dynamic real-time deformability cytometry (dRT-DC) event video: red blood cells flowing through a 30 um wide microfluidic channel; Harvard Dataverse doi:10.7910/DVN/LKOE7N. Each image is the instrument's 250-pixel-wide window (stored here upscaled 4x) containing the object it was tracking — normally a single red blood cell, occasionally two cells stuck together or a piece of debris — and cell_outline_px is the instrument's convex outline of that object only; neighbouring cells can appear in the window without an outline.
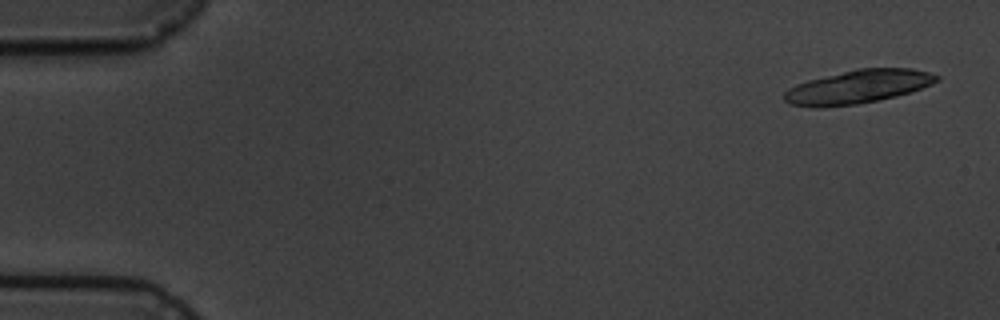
{"species": "common noctule bat (a hibernating species)", "species_latin": "Nyctalus noctula", "temperature_condition": "cold", "stored_images_in_passage": 8, "camera_frame_rate_fps": 3000, "um_per_image_px": 0.085, "animal": {"sex": "male", "body_mass_g": 19.5, "forearm_length_mm": 54.6}, "frame": {"image": 1, "passage_image": 1, "time_ms": 0.0, "image_size_px": [1000, 320], "cell_outline_px": [[940, 80], [932, 84], [896, 96], [880, 100], [856, 104], [816, 108], [788, 104], [784, 100], [784, 92], [788, 88], [796, 84], [808, 80], [856, 68], [912, 68], [928, 72], [940, 76]], "centroid_in_image_um": [72.9, 7.37], "position_along_channel_um": 12.1, "area_um2": 29.82}}
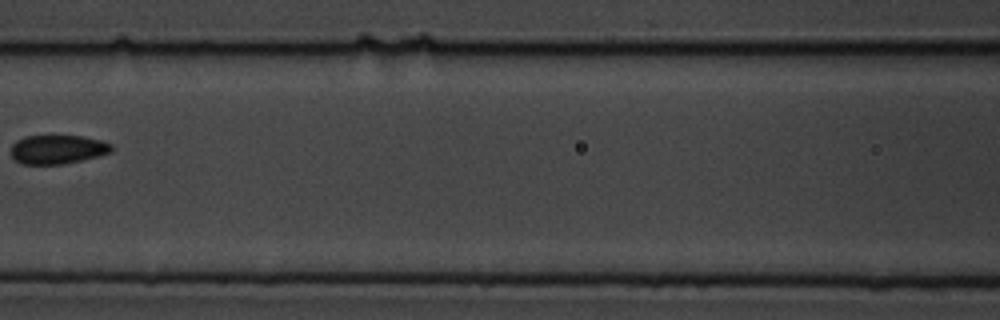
{"frame": {"image": 2, "passage_image": 7, "time_ms": 8.0, "image_size_px": [1000, 320], "cell_outline_px": [[112, 152], [64, 164], [24, 164], [16, 160], [12, 156], [12, 144], [16, 140], [24, 136], [80, 136], [100, 140], [112, 144]], "centroid_in_image_um": [4.88, 12.69], "position_along_channel_um": 161.7, "area_um2": 16.76}}
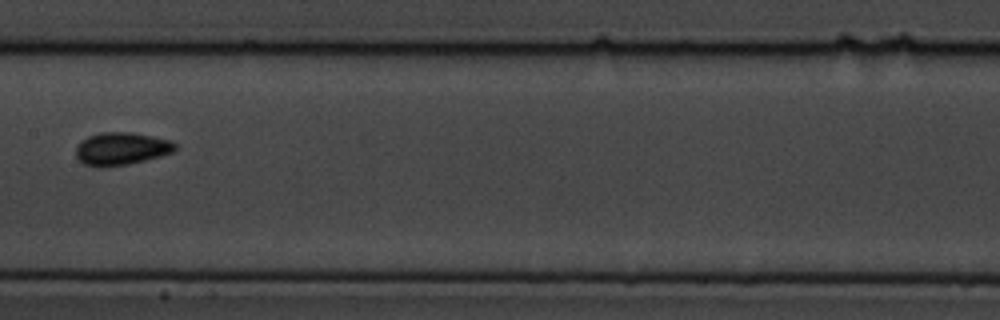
{"frame": {"image": 3, "passage_image": 8, "time_ms": 9.0, "image_size_px": [1000, 320], "cell_outline_px": [[176, 148], [172, 152], [160, 156], [128, 164], [100, 168], [84, 164], [76, 156], [76, 148], [80, 140], [88, 136], [100, 132], [132, 132], [172, 140], [176, 144]], "centroid_in_image_um": [10.29, 12.63], "position_along_channel_um": 197.1, "area_um2": 19.02}}